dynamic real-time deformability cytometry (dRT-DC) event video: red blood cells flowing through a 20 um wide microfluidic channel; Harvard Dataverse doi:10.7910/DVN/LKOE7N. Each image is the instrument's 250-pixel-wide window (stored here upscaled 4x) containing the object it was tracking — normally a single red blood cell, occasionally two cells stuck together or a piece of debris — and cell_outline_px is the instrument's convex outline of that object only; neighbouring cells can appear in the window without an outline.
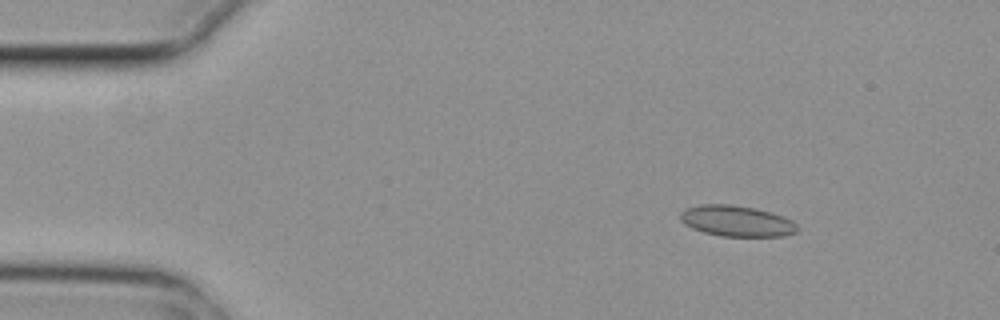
{"species": "common noctule bat (a hibernating species)", "species_latin": "Nyctalus noctula", "temperature_condition": "cold", "stored_images_in_passage": 7, "camera_frame_rate_fps": 3000, "um_per_image_px": 0.085, "animal": {"sex": "female", "body_mass_g": 29.2, "forearm_length_mm": 56.3}, "frame": {"image": 1, "passage_image": 2, "time_ms": 0.333, "image_size_px": [1000, 320], "cell_outline_px": [[800, 228], [796, 232], [784, 236], [720, 236], [704, 232], [692, 228], [684, 224], [680, 220], [680, 212], [688, 208], [700, 204], [732, 204], [756, 208], [792, 220]], "centroid_in_image_um": [62.6, 18.79], "position_along_channel_um": 22.4, "area_um2": 21.04}}
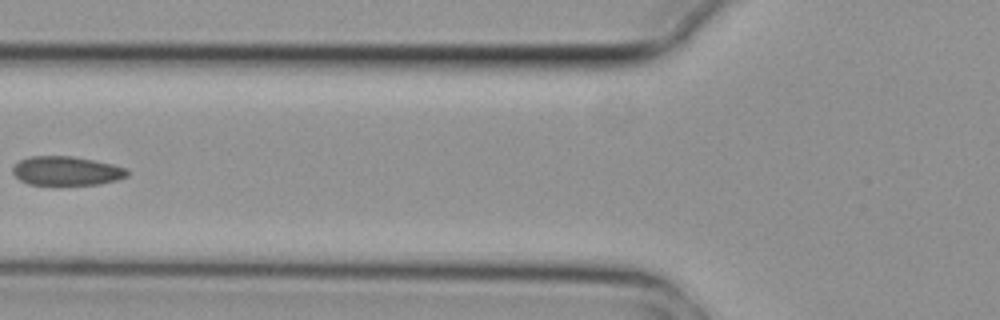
{"frame": {"image": 2, "passage_image": 6, "time_ms": 1.667, "image_size_px": [1000, 320], "cell_outline_px": [[128, 176], [116, 180], [100, 184], [28, 184], [20, 180], [12, 172], [12, 168], [20, 160], [32, 156], [72, 156], [112, 164], [124, 168], [128, 172]], "centroid_in_image_um": [5.64, 14.52], "position_along_channel_um": 120.2, "area_um2": 19.07}}
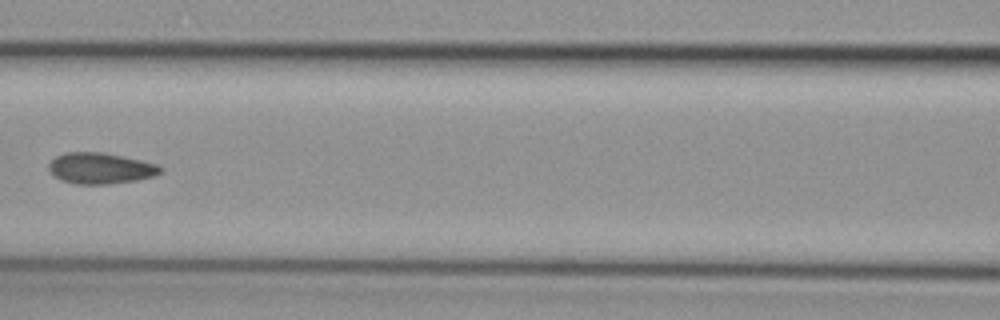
{"frame": {"image": 3, "passage_image": 7, "time_ms": 2.0, "image_size_px": [1000, 320], "cell_outline_px": [[164, 172], [156, 176], [136, 180], [108, 184], [76, 184], [60, 180], [52, 176], [48, 172], [48, 164], [56, 156], [64, 152], [104, 152], [124, 156], [160, 164], [164, 168]], "centroid_in_image_um": [8.57, 14.3], "position_along_channel_um": 158.0, "area_um2": 20.75}}